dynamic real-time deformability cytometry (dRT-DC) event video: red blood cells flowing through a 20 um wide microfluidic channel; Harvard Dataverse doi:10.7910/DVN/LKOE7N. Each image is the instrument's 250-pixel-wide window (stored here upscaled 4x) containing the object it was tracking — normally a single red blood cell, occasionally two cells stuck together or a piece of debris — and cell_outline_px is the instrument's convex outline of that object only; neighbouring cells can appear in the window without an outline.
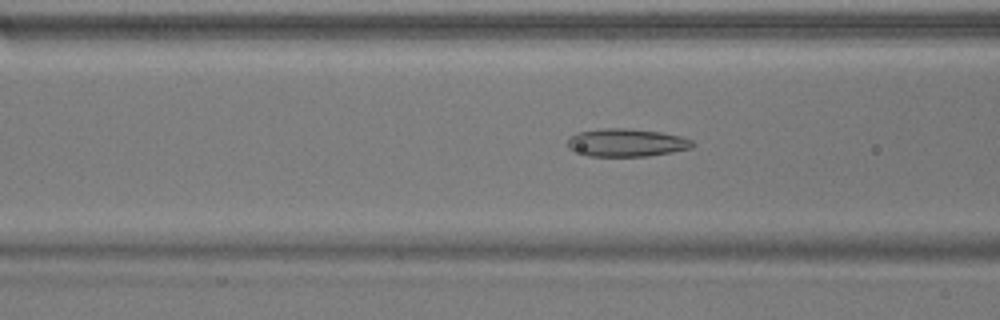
{"species": "common noctule bat (a hibernating species)", "species_latin": "Nyctalus noctula", "temperature_condition": "warm", "stored_images_in_passage": 53, "camera_frame_rate_fps": 3000, "um_per_image_px": 0.085, "animal": {"sex": "male", "body_mass_g": 17.9}, "frame": {"image": 1, "passage_image": 21, "time_ms": 6.667, "image_size_px": [1000, 320], "cell_outline_px": [[696, 144], [692, 148], [672, 152], [648, 156], [588, 156], [568, 148], [568, 140], [572, 136], [580, 132], [604, 128], [624, 128], [660, 132], [680, 136], [692, 140]], "centroid_in_image_um": [53.29, 12.13], "position_along_channel_um": 113.3, "area_um2": 20.17}}
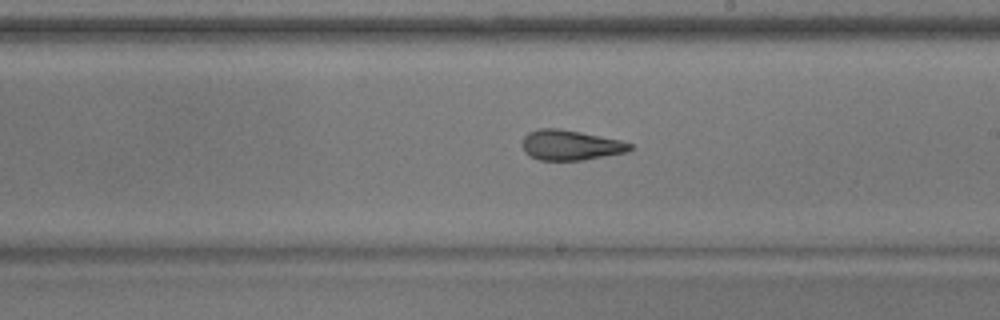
{"frame": {"image": 2, "passage_image": 31, "time_ms": 10.0, "image_size_px": [1000, 320], "cell_outline_px": [[632, 148], [628, 152], [584, 160], [540, 160], [524, 152], [524, 136], [528, 132], [540, 128], [560, 128], [620, 140], [632, 144]], "centroid_in_image_um": [48.51, 12.33], "position_along_channel_um": 240.5, "area_um2": 18.79}}
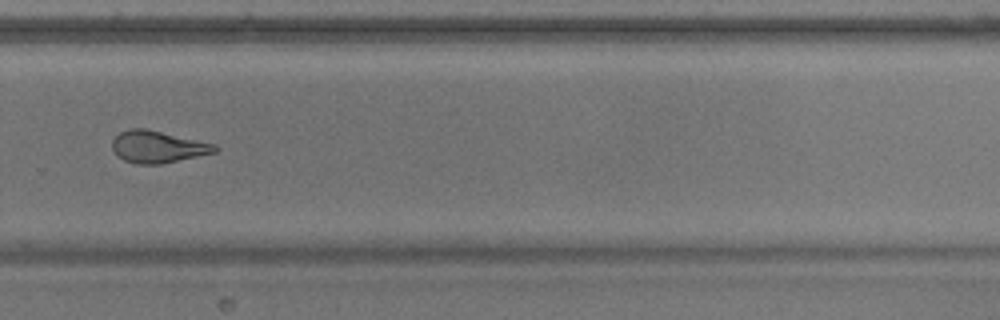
{"frame": {"image": 3, "passage_image": 37, "time_ms": 12.0, "image_size_px": [1000, 320], "cell_outline_px": [[220, 148], [216, 152], [160, 164], [136, 164], [124, 160], [116, 156], [112, 148], [112, 140], [120, 132], [128, 128], [144, 128], [216, 144]], "centroid_in_image_um": [13.38, 12.48], "position_along_channel_um": 316.4, "area_um2": 19.13}, "authors_computed_cell_mechanics": {"area_um2": 20.9814, "velocity_mm_per_s": 3.8081, "shape_relaxation_time_tau1_ms": null, "shape_relaxation_time_tau2_ms": 1.747, "deformation_change_tau1": null, "deformation_change_tau2": 0.1042}}